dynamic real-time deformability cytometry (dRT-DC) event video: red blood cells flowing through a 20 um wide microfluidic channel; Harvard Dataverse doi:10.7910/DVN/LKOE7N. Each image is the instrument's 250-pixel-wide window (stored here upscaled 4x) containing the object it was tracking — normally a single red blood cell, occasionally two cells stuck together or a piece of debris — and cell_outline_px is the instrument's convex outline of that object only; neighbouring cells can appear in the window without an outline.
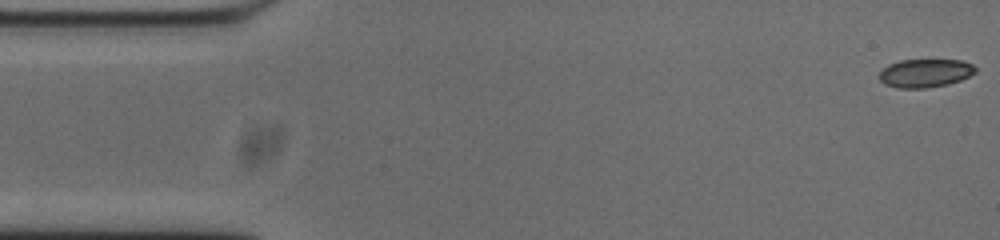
{"species": "common noctule bat (a hibernating species)", "species_latin": "Nyctalus noctula", "temperature_condition": "cold", "stored_images_in_passage": 53, "camera_frame_rate_fps": 3000, "um_per_image_px": 0.085, "animal": {"sex": "male", "body_mass_g": 20.0, "forearm_length_mm": 53.3}, "frame": {"image": 1, "passage_image": 1, "time_ms": 0.0, "image_size_px": [1000, 240], "cell_outline_px": [[976, 72], [960, 80], [948, 84], [928, 88], [900, 88], [884, 84], [880, 80], [880, 72], [888, 64], [900, 60], [960, 60], [972, 64], [976, 68]], "centroid_in_image_um": [78.64, 6.21], "position_along_channel_um": 6.4, "area_um2": 15.84}}
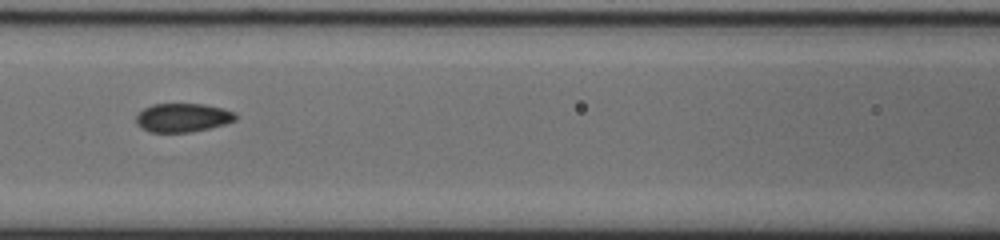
{"frame": {"image": 2, "passage_image": 22, "time_ms": 7.0, "image_size_px": [1000, 240], "cell_outline_px": [[236, 120], [224, 124], [192, 132], [148, 132], [136, 124], [136, 116], [144, 108], [152, 104], [204, 104], [224, 108], [236, 112]], "centroid_in_image_um": [15.54, 9.99], "position_along_channel_um": 151.1, "area_um2": 16.7}}
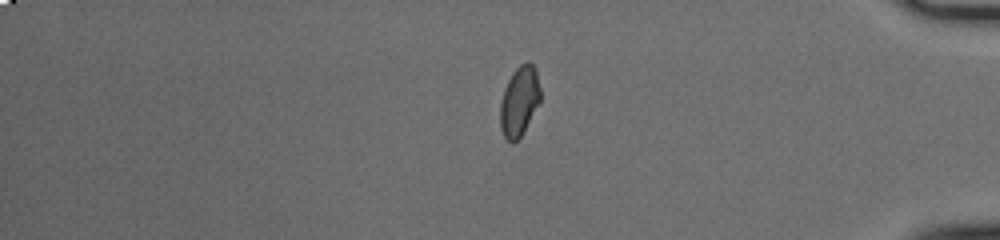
{"frame": {"image": 3, "passage_image": 44, "time_ms": 14.333, "image_size_px": [1000, 240], "cell_outline_px": [[540, 104], [520, 136], [512, 144], [504, 136], [500, 128], [500, 104], [504, 88], [512, 72], [520, 64], [528, 60], [532, 64], [536, 72], [540, 88]], "centroid_in_image_um": [44.14, 8.59], "position_along_channel_um": 391.1, "area_um2": 16.36}, "authors_computed_cell_mechanics": {"area_um2": 16.5886, "velocity_mm_per_s": 3.7581, "shape_relaxation_time_tau1_ms": null, "shape_relaxation_time_tau2_ms": 2.2513, "deformation_change_tau1": null, "deformation_change_tau2": 0.0523}}